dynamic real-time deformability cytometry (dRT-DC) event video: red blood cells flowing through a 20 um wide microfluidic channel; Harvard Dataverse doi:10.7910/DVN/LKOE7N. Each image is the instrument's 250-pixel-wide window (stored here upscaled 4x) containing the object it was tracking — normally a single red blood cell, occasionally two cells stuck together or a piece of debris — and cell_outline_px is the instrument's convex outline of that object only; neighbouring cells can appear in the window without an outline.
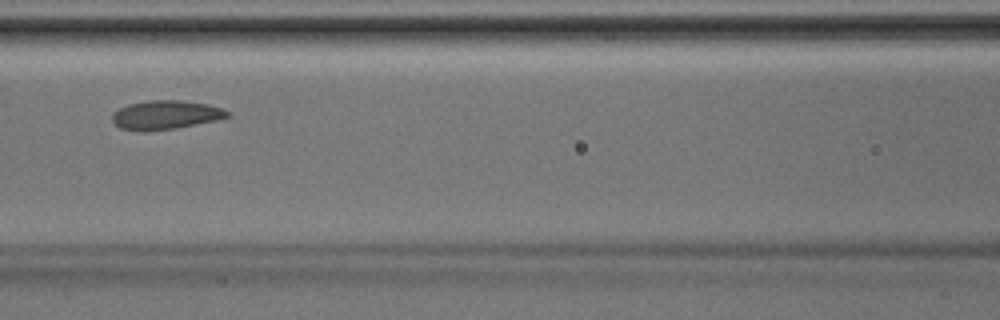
{"species": "Egyptian fruit bat (a non-hibernating species)", "species_latin": "Rousettus aegyptiacus", "temperature_condition": "room temperature", "stored_images_in_passage": 5, "camera_frame_rate_fps": 3000, "um_per_image_px": 0.085, "animal": {"sex": "male"}, "frame": {"image": 1, "passage_image": 5, "time_ms": 1.333, "image_size_px": [1000, 320], "cell_outline_px": [[232, 116], [216, 120], [176, 128], [144, 132], [140, 132], [120, 128], [112, 120], [112, 112], [128, 104], [148, 100], [180, 100], [208, 104], [224, 108]], "centroid_in_image_um": [14.07, 9.77], "position_along_channel_um": 152.5, "area_um2": 19.59}}